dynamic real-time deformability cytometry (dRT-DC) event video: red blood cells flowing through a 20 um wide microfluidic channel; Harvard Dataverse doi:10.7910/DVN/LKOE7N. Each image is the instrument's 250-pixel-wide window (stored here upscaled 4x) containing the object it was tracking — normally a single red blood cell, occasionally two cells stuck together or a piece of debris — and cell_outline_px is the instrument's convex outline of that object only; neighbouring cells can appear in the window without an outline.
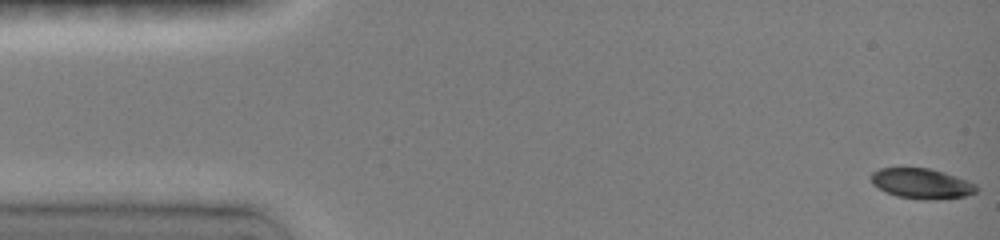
{"species": "common noctule bat (a hibernating species)", "species_latin": "Nyctalus noctula", "temperature_condition": "room temperature", "stored_images_in_passage": 48, "camera_frame_rate_fps": 3000, "um_per_image_px": 0.085, "animal": {"sex": "female", "body_mass_g": 19.0, "forearm_length_mm": 51.5}, "frame": {"image": 1, "passage_image": 1, "time_ms": 0.0, "image_size_px": [1000, 240], "cell_outline_px": [[980, 188], [976, 192], [964, 196], [936, 200], [932, 200], [896, 196], [872, 184], [872, 172], [880, 168], [928, 168], [944, 172], [968, 180], [976, 184]], "centroid_in_image_um": [78.39, 15.6], "position_along_channel_um": 6.6, "area_um2": 18.44}}
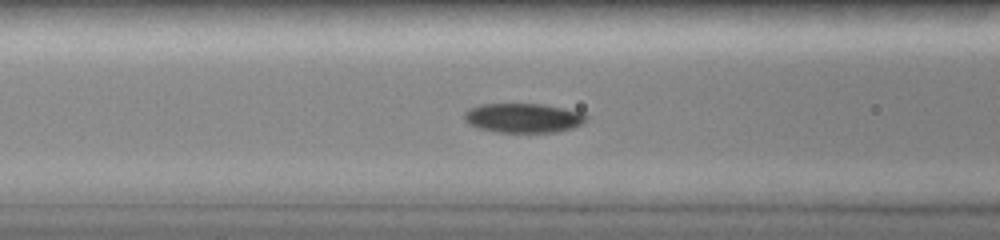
{"frame": {"image": 2, "passage_image": 19, "time_ms": 6.0, "image_size_px": [1000, 240], "cell_outline_px": [[588, 120], [584, 124], [572, 128], [556, 132], [496, 132], [476, 128], [468, 124], [464, 120], [464, 112], [468, 108], [480, 104], [544, 104], [584, 112], [588, 116]], "centroid_in_image_um": [44.49, 10.02], "position_along_channel_um": 122.1, "area_um2": 21.33}}
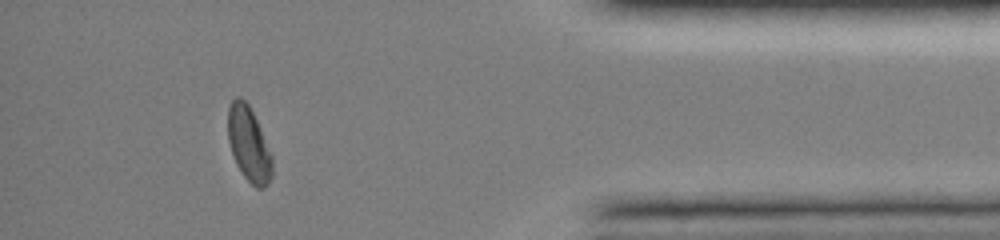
{"frame": {"image": 3, "passage_image": 43, "time_ms": 14.0, "image_size_px": [1000, 240], "cell_outline_px": [[272, 176], [268, 184], [264, 188], [256, 188], [244, 176], [236, 164], [228, 140], [228, 108], [232, 100], [236, 96], [240, 96], [248, 104], [260, 128], [272, 156]], "centroid_in_image_um": [21.14, 12.26], "position_along_channel_um": 414.1, "area_um2": 19.07}, "authors_computed_cell_mechanics": {"area_um2": 19.8543, "velocity_mm_per_s": 4.0029, "shape_relaxation_time_tau1_ms": 3.419, "shape_relaxation_time_tau2_ms": null, "deformation_change_tau1": 0.1402, "deformation_change_tau2": null}}